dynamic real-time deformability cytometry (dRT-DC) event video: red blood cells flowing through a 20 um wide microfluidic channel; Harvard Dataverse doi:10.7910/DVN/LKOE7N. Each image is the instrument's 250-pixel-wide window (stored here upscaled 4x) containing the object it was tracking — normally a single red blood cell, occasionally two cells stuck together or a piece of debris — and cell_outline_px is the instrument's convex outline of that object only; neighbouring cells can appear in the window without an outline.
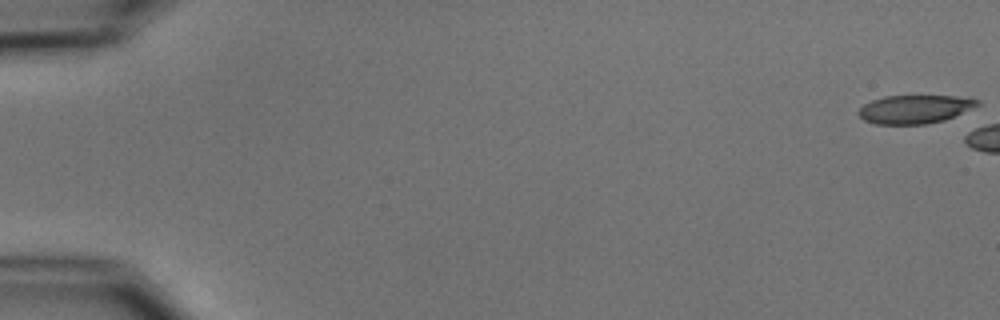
{"species": "common noctule bat (a hibernating species)", "species_latin": "Nyctalus noctula", "temperature_condition": "cold", "stored_images_in_passage": 5, "camera_frame_rate_fps": 3000, "um_per_image_px": 0.085, "animal": {"sex": "male", "body_mass_g": 15.6}, "frame": {"image": 1, "passage_image": 1, "time_ms": 0.0, "image_size_px": [1000, 320], "cell_outline_px": [[980, 104], [972, 108], [944, 120], [924, 124], [876, 124], [864, 120], [856, 112], [864, 104], [872, 100], [884, 96], [956, 96], [980, 100]], "centroid_in_image_um": [77.72, 9.28], "position_along_channel_um": 7.3, "area_um2": 19.54}}